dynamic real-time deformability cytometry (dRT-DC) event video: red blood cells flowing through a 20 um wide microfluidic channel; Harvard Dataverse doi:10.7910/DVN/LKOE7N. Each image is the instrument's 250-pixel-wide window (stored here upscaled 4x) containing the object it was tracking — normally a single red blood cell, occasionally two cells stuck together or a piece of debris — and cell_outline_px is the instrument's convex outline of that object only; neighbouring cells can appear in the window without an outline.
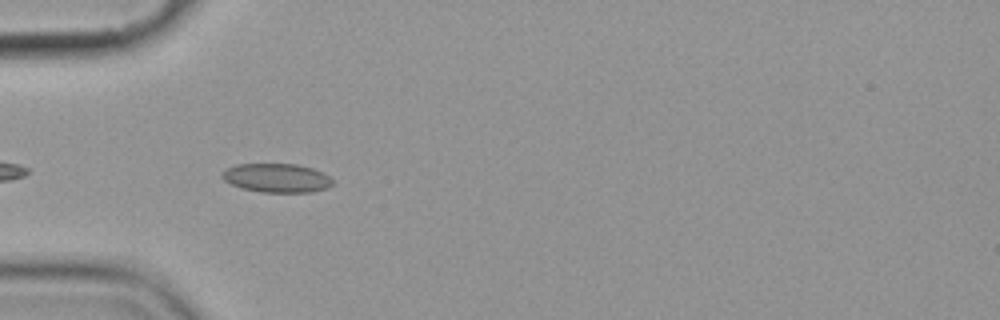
{"species": "common noctule bat (a hibernating species)", "species_latin": "Nyctalus noctula", "temperature_condition": "cold", "stored_images_in_passage": 5, "camera_frame_rate_fps": 3000, "um_per_image_px": 0.085, "animal": {"sex": "female", "body_mass_g": 19.9}, "frame": {"image": 1, "passage_image": 5, "time_ms": 4.667, "image_size_px": [1000, 320], "cell_outline_px": [[332, 184], [328, 188], [312, 192], [260, 192], [240, 188], [224, 180], [220, 176], [228, 168], [236, 164], [296, 164], [312, 168], [324, 172], [332, 180]], "centroid_in_image_um": [23.53, 15.13], "position_along_channel_um": 61.5, "area_um2": 18.61}}